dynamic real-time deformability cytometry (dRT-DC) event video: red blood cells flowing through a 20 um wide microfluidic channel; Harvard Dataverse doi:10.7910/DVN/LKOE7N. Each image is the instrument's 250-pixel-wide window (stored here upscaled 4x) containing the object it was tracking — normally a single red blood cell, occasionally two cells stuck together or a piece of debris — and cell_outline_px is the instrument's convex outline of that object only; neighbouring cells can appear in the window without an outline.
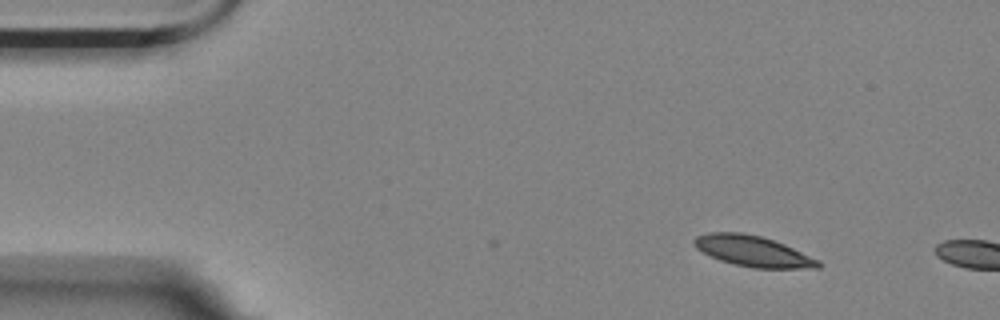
{"species": "Egyptian fruit bat (a non-hibernating species)", "species_latin": "Rousettus aegyptiacus", "temperature_condition": "room temperature", "stored_images_in_passage": 2, "camera_frame_rate_fps": 3000, "um_per_image_px": 0.085, "animal": {"sex": "female"}, "frame": {"image": 1, "passage_image": 2, "time_ms": 0.333, "image_size_px": [1000, 320], "cell_outline_px": [[820, 268], [752, 268], [720, 260], [696, 248], [692, 244], [692, 240], [696, 236], [708, 232], [740, 232], [760, 236], [784, 244], [820, 260]], "centroid_in_image_um": [63.98, 21.34], "position_along_channel_um": 21.0, "area_um2": 22.08}}